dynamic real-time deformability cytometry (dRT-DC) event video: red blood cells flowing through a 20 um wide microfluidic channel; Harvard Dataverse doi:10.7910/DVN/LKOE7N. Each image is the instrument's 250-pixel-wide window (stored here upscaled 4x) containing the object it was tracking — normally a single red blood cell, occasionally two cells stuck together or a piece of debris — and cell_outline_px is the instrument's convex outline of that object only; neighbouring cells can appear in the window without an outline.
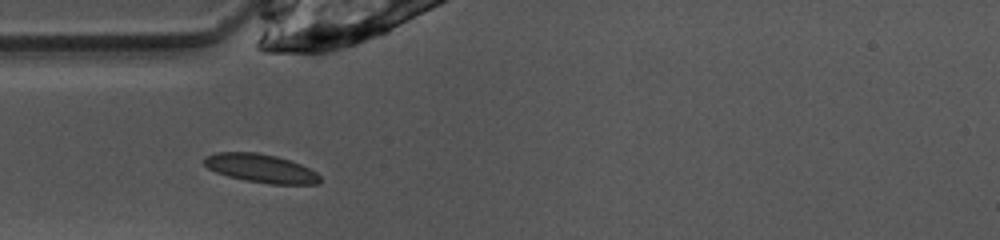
{"species": "common noctule bat (a hibernating species)", "species_latin": "Nyctalus noctula", "temperature_condition": "warm", "stored_images_in_passage": 36, "camera_frame_rate_fps": 3000, "um_per_image_px": 0.085, "animal": {"sex": "female", "body_mass_g": 10.0, "forearm_length_mm": 53.1}, "frame": {"image": 1, "passage_image": 1, "time_ms": 0.0, "image_size_px": [1000, 240], "cell_outline_px": [[320, 180], [316, 184], [272, 184], [248, 180], [228, 176], [216, 172], [208, 168], [204, 164], [204, 156], [216, 152], [256, 152], [276, 156], [300, 164], [316, 172], [320, 176]], "centroid_in_image_um": [22.14, 14.29], "position_along_channel_um": 62.9, "area_um2": 19.02}}
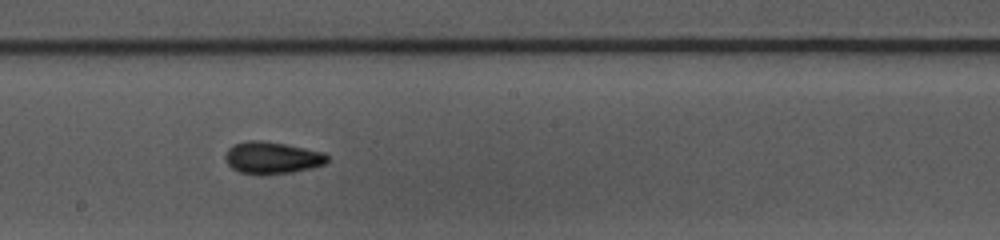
{"frame": {"image": 2, "passage_image": 13, "time_ms": 4.0, "image_size_px": [1000, 240], "cell_outline_px": [[328, 160], [324, 164], [312, 168], [292, 172], [260, 176], [240, 172], [232, 168], [228, 164], [224, 156], [228, 148], [232, 144], [248, 140], [260, 140], [284, 144], [324, 152], [328, 156]], "centroid_in_image_um": [23.1, 13.42], "position_along_channel_um": 225.1, "area_um2": 19.25}}
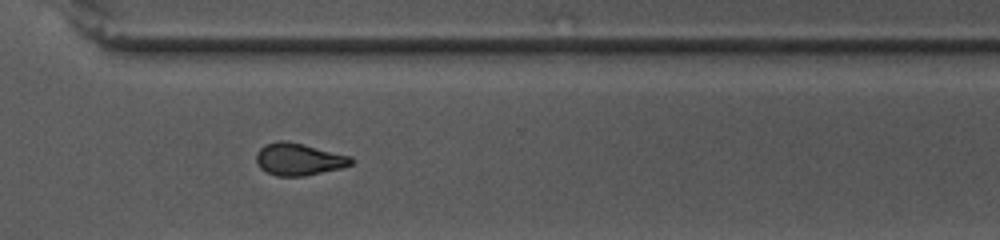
{"frame": {"image": 3, "passage_image": 22, "time_ms": 7.0, "image_size_px": [1000, 240], "cell_outline_px": [[352, 164], [340, 168], [304, 176], [276, 176], [260, 168], [256, 160], [256, 152], [264, 144], [280, 140], [288, 140], [352, 156]], "centroid_in_image_um": [25.37, 13.52], "position_along_channel_um": 345.2, "area_um2": 17.86}, "authors_computed_cell_mechanics": {"area_um2": 17.5134, "velocity_mm_per_s": 4.0191, "shape_relaxation_time_tau1_ms": 3.6048, "shape_relaxation_time_tau2_ms": 3.0496, "deformation_change_tau1": 0.1378, "deformation_change_tau2": 0.0744}}